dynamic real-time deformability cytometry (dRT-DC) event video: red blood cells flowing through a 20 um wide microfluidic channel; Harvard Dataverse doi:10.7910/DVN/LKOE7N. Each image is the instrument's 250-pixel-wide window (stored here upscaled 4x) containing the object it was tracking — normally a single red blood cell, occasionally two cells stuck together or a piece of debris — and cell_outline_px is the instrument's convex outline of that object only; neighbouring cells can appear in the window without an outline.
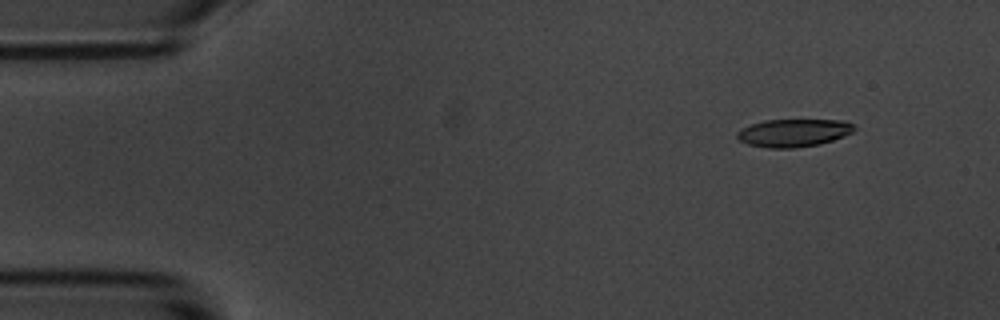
{"species": "common noctule bat (a hibernating species)", "species_latin": "Nyctalus noctula", "temperature_condition": "room temperature", "stored_images_in_passage": 5, "camera_frame_rate_fps": 3000, "um_per_image_px": 0.085, "animal": {"sex": "male", "body_mass_g": 20.1, "forearm_length_mm": 53.5}, "frame": {"image": 1, "passage_image": 2, "time_ms": 1.333, "image_size_px": [1000, 320], "cell_outline_px": [[856, 128], [852, 132], [844, 136], [820, 144], [796, 148], [768, 148], [748, 144], [740, 140], [736, 136], [736, 132], [740, 128], [764, 120], [844, 120], [852, 124]], "centroid_in_image_um": [67.44, 11.29], "position_along_channel_um": 17.6, "area_um2": 19.02}}
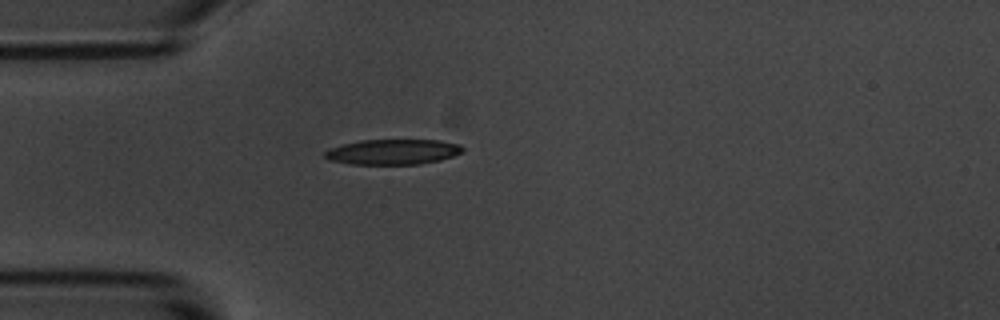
{"frame": {"image": 2, "passage_image": 5, "time_ms": 4.667, "image_size_px": [1000, 320], "cell_outline_px": [[464, 148], [460, 152], [452, 156], [440, 160], [420, 164], [352, 164], [328, 160], [324, 156], [324, 152], [328, 148], [360, 140], [440, 140], [460, 144]], "centroid_in_image_um": [33.37, 12.9], "position_along_channel_um": 51.6, "area_um2": 20.29}}